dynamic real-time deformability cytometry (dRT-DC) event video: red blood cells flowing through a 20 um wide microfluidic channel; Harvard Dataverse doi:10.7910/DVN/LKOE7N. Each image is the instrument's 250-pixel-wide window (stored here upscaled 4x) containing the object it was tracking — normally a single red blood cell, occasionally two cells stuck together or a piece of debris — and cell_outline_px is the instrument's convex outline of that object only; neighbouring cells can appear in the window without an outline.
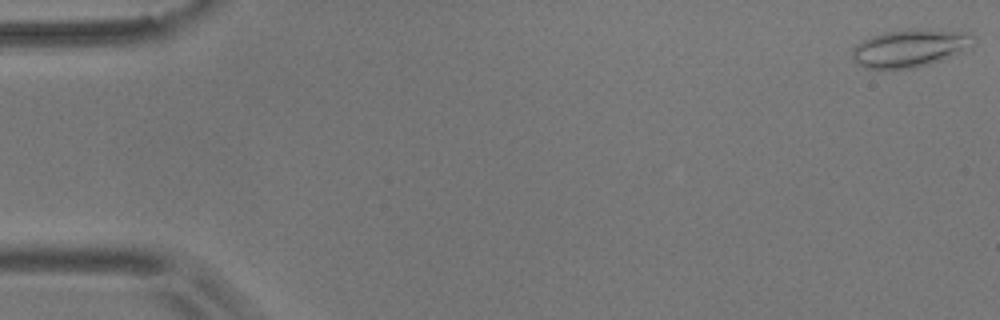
{"species": "common noctule bat (a hibernating species)", "species_latin": "Nyctalus noctula", "temperature_condition": "room temperature", "stored_images_in_passage": 55, "camera_frame_rate_fps": 3000, "um_per_image_px": 0.085, "animal": {"sex": "male", "body_mass_g": 17.9}, "frame": {"image": 1, "passage_image": 1, "time_ms": 0.0, "image_size_px": [1000, 320], "cell_outline_px": [[976, 36], [972, 48], [964, 52], [928, 64], [912, 68], [864, 68], [856, 64], [852, 60], [852, 48], [856, 44], [872, 36], [884, 32], [912, 28], [920, 28], [964, 32]], "centroid_in_image_um": [77.37, 4.08], "position_along_channel_um": 7.6, "area_um2": 26.93}}
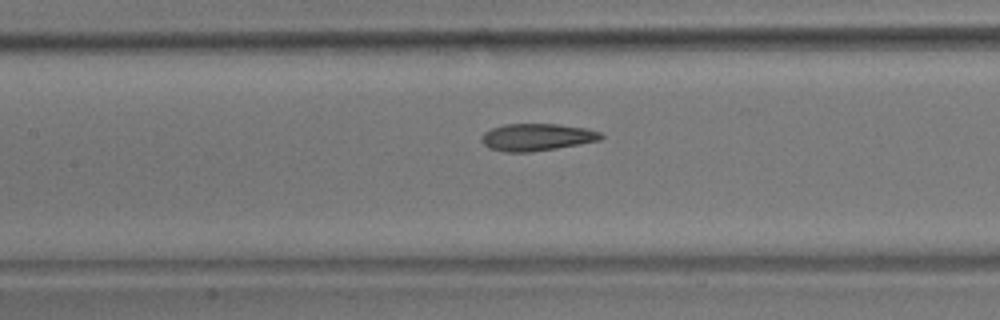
{"frame": {"image": 2, "passage_image": 25, "time_ms": 8.0, "image_size_px": [1000, 320], "cell_outline_px": [[604, 136], [600, 140], [556, 148], [532, 152], [504, 152], [488, 148], [480, 140], [480, 136], [484, 132], [492, 128], [504, 124], [556, 124], [584, 128], [600, 132]], "centroid_in_image_um": [45.57, 11.66], "position_along_channel_um": 161.8, "area_um2": 18.9}}
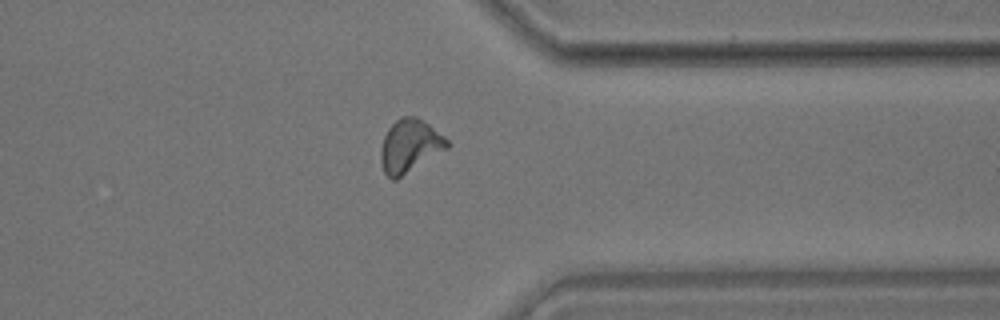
{"frame": {"image": 3, "passage_image": 43, "time_ms": 14.0, "image_size_px": [1000, 320], "cell_outline_px": [[452, 144], [448, 148], [396, 180], [392, 180], [384, 172], [380, 160], [380, 152], [384, 136], [388, 128], [400, 116], [416, 116], [428, 124], [444, 136]], "centroid_in_image_um": [34.83, 12.4], "position_along_channel_um": 376.6, "area_um2": 20.52}, "authors_computed_cell_mechanics": {"area_um2": 19.363, "velocity_mm_per_s": 3.6668, "shape_relaxation_time_tau1_ms": 8.4412, "shape_relaxation_time_tau2_ms": 2.8596, "deformation_change_tau1": 0.2042, "deformation_change_tau2": 0.1121}}